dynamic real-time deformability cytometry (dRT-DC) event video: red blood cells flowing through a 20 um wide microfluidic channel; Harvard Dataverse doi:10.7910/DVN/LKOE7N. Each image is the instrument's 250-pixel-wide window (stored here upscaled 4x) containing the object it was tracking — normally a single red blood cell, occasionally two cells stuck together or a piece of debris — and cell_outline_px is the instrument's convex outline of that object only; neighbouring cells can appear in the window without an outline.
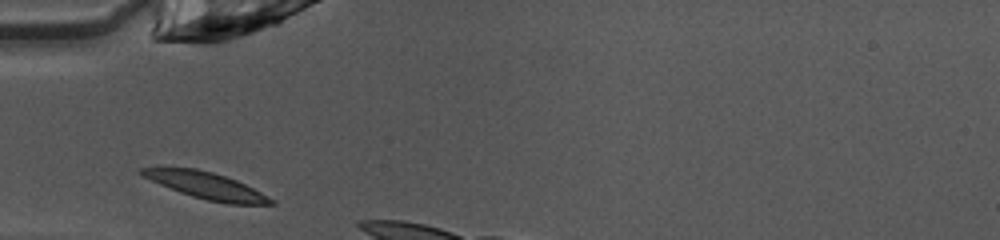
{"species": "common noctule bat (a hibernating species)", "species_latin": "Nyctalus noctula", "temperature_condition": "warm", "stored_images_in_passage": 4, "camera_frame_rate_fps": 3000, "um_per_image_px": 0.085, "animal": {"sex": "female", "body_mass_g": 10.0, "forearm_length_mm": 53.1}, "frame": {"image": 1, "passage_image": 1, "time_ms": 0.0, "image_size_px": [1000, 240], "cell_outline_px": [[276, 204], [228, 204], [208, 200], [192, 196], [180, 192], [140, 176], [136, 172], [136, 168], [196, 168], [212, 172], [236, 180], [276, 200]], "centroid_in_image_um": [17.49, 15.77], "position_along_channel_um": 67.5, "area_um2": 19.94}}